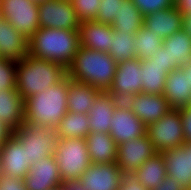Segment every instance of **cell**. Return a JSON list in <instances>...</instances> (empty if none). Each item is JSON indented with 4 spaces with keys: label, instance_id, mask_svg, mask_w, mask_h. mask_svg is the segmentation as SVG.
Wrapping results in <instances>:
<instances>
[{
    "label": "cell",
    "instance_id": "cell-1",
    "mask_svg": "<svg viewBox=\"0 0 191 190\" xmlns=\"http://www.w3.org/2000/svg\"><path fill=\"white\" fill-rule=\"evenodd\" d=\"M116 61L109 53L80 46L67 70V77L79 83H86L103 91H109L115 71Z\"/></svg>",
    "mask_w": 191,
    "mask_h": 190
},
{
    "label": "cell",
    "instance_id": "cell-2",
    "mask_svg": "<svg viewBox=\"0 0 191 190\" xmlns=\"http://www.w3.org/2000/svg\"><path fill=\"white\" fill-rule=\"evenodd\" d=\"M80 47L78 30L39 28L28 40V54L68 68Z\"/></svg>",
    "mask_w": 191,
    "mask_h": 190
},
{
    "label": "cell",
    "instance_id": "cell-3",
    "mask_svg": "<svg viewBox=\"0 0 191 190\" xmlns=\"http://www.w3.org/2000/svg\"><path fill=\"white\" fill-rule=\"evenodd\" d=\"M68 77L24 100V123L56 128L67 114Z\"/></svg>",
    "mask_w": 191,
    "mask_h": 190
},
{
    "label": "cell",
    "instance_id": "cell-4",
    "mask_svg": "<svg viewBox=\"0 0 191 190\" xmlns=\"http://www.w3.org/2000/svg\"><path fill=\"white\" fill-rule=\"evenodd\" d=\"M66 76L67 70L62 65L27 54L16 62L15 88L25 100L61 82Z\"/></svg>",
    "mask_w": 191,
    "mask_h": 190
},
{
    "label": "cell",
    "instance_id": "cell-5",
    "mask_svg": "<svg viewBox=\"0 0 191 190\" xmlns=\"http://www.w3.org/2000/svg\"><path fill=\"white\" fill-rule=\"evenodd\" d=\"M54 156L63 183L79 180L91 164L86 138L59 139Z\"/></svg>",
    "mask_w": 191,
    "mask_h": 190
},
{
    "label": "cell",
    "instance_id": "cell-6",
    "mask_svg": "<svg viewBox=\"0 0 191 190\" xmlns=\"http://www.w3.org/2000/svg\"><path fill=\"white\" fill-rule=\"evenodd\" d=\"M12 134L25 146L27 160L30 164L41 158L52 156L59 143L56 128L49 126H36L23 123L12 131Z\"/></svg>",
    "mask_w": 191,
    "mask_h": 190
},
{
    "label": "cell",
    "instance_id": "cell-7",
    "mask_svg": "<svg viewBox=\"0 0 191 190\" xmlns=\"http://www.w3.org/2000/svg\"><path fill=\"white\" fill-rule=\"evenodd\" d=\"M146 134L155 151L159 153L184 146L186 140L183 134L180 110L171 108L157 122L147 126Z\"/></svg>",
    "mask_w": 191,
    "mask_h": 190
},
{
    "label": "cell",
    "instance_id": "cell-8",
    "mask_svg": "<svg viewBox=\"0 0 191 190\" xmlns=\"http://www.w3.org/2000/svg\"><path fill=\"white\" fill-rule=\"evenodd\" d=\"M39 5L31 0H1V18L9 22L27 40L40 28Z\"/></svg>",
    "mask_w": 191,
    "mask_h": 190
},
{
    "label": "cell",
    "instance_id": "cell-9",
    "mask_svg": "<svg viewBox=\"0 0 191 190\" xmlns=\"http://www.w3.org/2000/svg\"><path fill=\"white\" fill-rule=\"evenodd\" d=\"M38 5L40 28L78 30L80 21L71 1L48 0Z\"/></svg>",
    "mask_w": 191,
    "mask_h": 190
},
{
    "label": "cell",
    "instance_id": "cell-10",
    "mask_svg": "<svg viewBox=\"0 0 191 190\" xmlns=\"http://www.w3.org/2000/svg\"><path fill=\"white\" fill-rule=\"evenodd\" d=\"M119 102L142 92L141 60L133 58L117 64L115 77L108 91Z\"/></svg>",
    "mask_w": 191,
    "mask_h": 190
},
{
    "label": "cell",
    "instance_id": "cell-11",
    "mask_svg": "<svg viewBox=\"0 0 191 190\" xmlns=\"http://www.w3.org/2000/svg\"><path fill=\"white\" fill-rule=\"evenodd\" d=\"M116 165L123 175L133 174L144 162L157 152L147 134L119 144Z\"/></svg>",
    "mask_w": 191,
    "mask_h": 190
},
{
    "label": "cell",
    "instance_id": "cell-12",
    "mask_svg": "<svg viewBox=\"0 0 191 190\" xmlns=\"http://www.w3.org/2000/svg\"><path fill=\"white\" fill-rule=\"evenodd\" d=\"M110 136L116 145L146 134L147 126L131 111L124 102H120L113 111L110 120Z\"/></svg>",
    "mask_w": 191,
    "mask_h": 190
},
{
    "label": "cell",
    "instance_id": "cell-13",
    "mask_svg": "<svg viewBox=\"0 0 191 190\" xmlns=\"http://www.w3.org/2000/svg\"><path fill=\"white\" fill-rule=\"evenodd\" d=\"M124 103L146 126L157 122L171 109L167 99L159 94L140 92L128 98Z\"/></svg>",
    "mask_w": 191,
    "mask_h": 190
},
{
    "label": "cell",
    "instance_id": "cell-14",
    "mask_svg": "<svg viewBox=\"0 0 191 190\" xmlns=\"http://www.w3.org/2000/svg\"><path fill=\"white\" fill-rule=\"evenodd\" d=\"M27 190H51L63 184L54 155L32 163L24 178Z\"/></svg>",
    "mask_w": 191,
    "mask_h": 190
},
{
    "label": "cell",
    "instance_id": "cell-15",
    "mask_svg": "<svg viewBox=\"0 0 191 190\" xmlns=\"http://www.w3.org/2000/svg\"><path fill=\"white\" fill-rule=\"evenodd\" d=\"M122 177L116 162L91 163L79 181L86 190H118Z\"/></svg>",
    "mask_w": 191,
    "mask_h": 190
},
{
    "label": "cell",
    "instance_id": "cell-16",
    "mask_svg": "<svg viewBox=\"0 0 191 190\" xmlns=\"http://www.w3.org/2000/svg\"><path fill=\"white\" fill-rule=\"evenodd\" d=\"M30 165L25 146L12 134L0 148V174L24 180Z\"/></svg>",
    "mask_w": 191,
    "mask_h": 190
},
{
    "label": "cell",
    "instance_id": "cell-17",
    "mask_svg": "<svg viewBox=\"0 0 191 190\" xmlns=\"http://www.w3.org/2000/svg\"><path fill=\"white\" fill-rule=\"evenodd\" d=\"M80 46L108 53L114 38V28L95 20L80 22L78 27Z\"/></svg>",
    "mask_w": 191,
    "mask_h": 190
},
{
    "label": "cell",
    "instance_id": "cell-18",
    "mask_svg": "<svg viewBox=\"0 0 191 190\" xmlns=\"http://www.w3.org/2000/svg\"><path fill=\"white\" fill-rule=\"evenodd\" d=\"M183 14L176 5L166 10L148 13L144 16L143 25L165 40L183 28Z\"/></svg>",
    "mask_w": 191,
    "mask_h": 190
},
{
    "label": "cell",
    "instance_id": "cell-19",
    "mask_svg": "<svg viewBox=\"0 0 191 190\" xmlns=\"http://www.w3.org/2000/svg\"><path fill=\"white\" fill-rule=\"evenodd\" d=\"M28 54V40L9 22L0 19V58L19 62Z\"/></svg>",
    "mask_w": 191,
    "mask_h": 190
},
{
    "label": "cell",
    "instance_id": "cell-20",
    "mask_svg": "<svg viewBox=\"0 0 191 190\" xmlns=\"http://www.w3.org/2000/svg\"><path fill=\"white\" fill-rule=\"evenodd\" d=\"M119 103L108 91L100 92L88 112L90 132L110 133V120Z\"/></svg>",
    "mask_w": 191,
    "mask_h": 190
},
{
    "label": "cell",
    "instance_id": "cell-21",
    "mask_svg": "<svg viewBox=\"0 0 191 190\" xmlns=\"http://www.w3.org/2000/svg\"><path fill=\"white\" fill-rule=\"evenodd\" d=\"M163 96L171 108L179 109L191 104V86L187 79V73L182 68L169 72Z\"/></svg>",
    "mask_w": 191,
    "mask_h": 190
},
{
    "label": "cell",
    "instance_id": "cell-22",
    "mask_svg": "<svg viewBox=\"0 0 191 190\" xmlns=\"http://www.w3.org/2000/svg\"><path fill=\"white\" fill-rule=\"evenodd\" d=\"M167 176L178 179L180 186L185 190H191V163L190 153L185 146L168 149L162 152Z\"/></svg>",
    "mask_w": 191,
    "mask_h": 190
},
{
    "label": "cell",
    "instance_id": "cell-23",
    "mask_svg": "<svg viewBox=\"0 0 191 190\" xmlns=\"http://www.w3.org/2000/svg\"><path fill=\"white\" fill-rule=\"evenodd\" d=\"M0 121L12 131L24 123V100L16 88L0 90Z\"/></svg>",
    "mask_w": 191,
    "mask_h": 190
},
{
    "label": "cell",
    "instance_id": "cell-24",
    "mask_svg": "<svg viewBox=\"0 0 191 190\" xmlns=\"http://www.w3.org/2000/svg\"><path fill=\"white\" fill-rule=\"evenodd\" d=\"M86 141L91 163L116 162L118 147L109 133L90 132Z\"/></svg>",
    "mask_w": 191,
    "mask_h": 190
},
{
    "label": "cell",
    "instance_id": "cell-25",
    "mask_svg": "<svg viewBox=\"0 0 191 190\" xmlns=\"http://www.w3.org/2000/svg\"><path fill=\"white\" fill-rule=\"evenodd\" d=\"M101 91L86 83L68 78V111L88 114Z\"/></svg>",
    "mask_w": 191,
    "mask_h": 190
},
{
    "label": "cell",
    "instance_id": "cell-26",
    "mask_svg": "<svg viewBox=\"0 0 191 190\" xmlns=\"http://www.w3.org/2000/svg\"><path fill=\"white\" fill-rule=\"evenodd\" d=\"M162 45L167 48L173 70L191 63V37L183 28L163 40Z\"/></svg>",
    "mask_w": 191,
    "mask_h": 190
},
{
    "label": "cell",
    "instance_id": "cell-27",
    "mask_svg": "<svg viewBox=\"0 0 191 190\" xmlns=\"http://www.w3.org/2000/svg\"><path fill=\"white\" fill-rule=\"evenodd\" d=\"M134 174L139 182L148 190L155 189L167 176L166 162L163 154L159 152L154 154L137 168Z\"/></svg>",
    "mask_w": 191,
    "mask_h": 190
},
{
    "label": "cell",
    "instance_id": "cell-28",
    "mask_svg": "<svg viewBox=\"0 0 191 190\" xmlns=\"http://www.w3.org/2000/svg\"><path fill=\"white\" fill-rule=\"evenodd\" d=\"M168 74L166 66L155 64L151 59L141 60L142 92L163 95Z\"/></svg>",
    "mask_w": 191,
    "mask_h": 190
},
{
    "label": "cell",
    "instance_id": "cell-29",
    "mask_svg": "<svg viewBox=\"0 0 191 190\" xmlns=\"http://www.w3.org/2000/svg\"><path fill=\"white\" fill-rule=\"evenodd\" d=\"M56 130L59 139L86 138L90 133L88 114L67 111Z\"/></svg>",
    "mask_w": 191,
    "mask_h": 190
},
{
    "label": "cell",
    "instance_id": "cell-30",
    "mask_svg": "<svg viewBox=\"0 0 191 190\" xmlns=\"http://www.w3.org/2000/svg\"><path fill=\"white\" fill-rule=\"evenodd\" d=\"M144 16L131 0H123L118 15L115 16L111 26L114 31H124L135 34L143 26Z\"/></svg>",
    "mask_w": 191,
    "mask_h": 190
},
{
    "label": "cell",
    "instance_id": "cell-31",
    "mask_svg": "<svg viewBox=\"0 0 191 190\" xmlns=\"http://www.w3.org/2000/svg\"><path fill=\"white\" fill-rule=\"evenodd\" d=\"M135 34L128 32L114 31V38H112L111 48L108 53L112 56L116 63L132 60L136 58Z\"/></svg>",
    "mask_w": 191,
    "mask_h": 190
},
{
    "label": "cell",
    "instance_id": "cell-32",
    "mask_svg": "<svg viewBox=\"0 0 191 190\" xmlns=\"http://www.w3.org/2000/svg\"><path fill=\"white\" fill-rule=\"evenodd\" d=\"M163 40L150 31L144 25L135 33L136 58L139 60H148L151 58L152 53L161 47Z\"/></svg>",
    "mask_w": 191,
    "mask_h": 190
},
{
    "label": "cell",
    "instance_id": "cell-33",
    "mask_svg": "<svg viewBox=\"0 0 191 190\" xmlns=\"http://www.w3.org/2000/svg\"><path fill=\"white\" fill-rule=\"evenodd\" d=\"M71 2L80 22L95 20L100 0H72Z\"/></svg>",
    "mask_w": 191,
    "mask_h": 190
},
{
    "label": "cell",
    "instance_id": "cell-34",
    "mask_svg": "<svg viewBox=\"0 0 191 190\" xmlns=\"http://www.w3.org/2000/svg\"><path fill=\"white\" fill-rule=\"evenodd\" d=\"M123 0H100L99 11L95 21L103 24H112L120 11Z\"/></svg>",
    "mask_w": 191,
    "mask_h": 190
},
{
    "label": "cell",
    "instance_id": "cell-35",
    "mask_svg": "<svg viewBox=\"0 0 191 190\" xmlns=\"http://www.w3.org/2000/svg\"><path fill=\"white\" fill-rule=\"evenodd\" d=\"M16 62L0 58V90L15 89Z\"/></svg>",
    "mask_w": 191,
    "mask_h": 190
},
{
    "label": "cell",
    "instance_id": "cell-36",
    "mask_svg": "<svg viewBox=\"0 0 191 190\" xmlns=\"http://www.w3.org/2000/svg\"><path fill=\"white\" fill-rule=\"evenodd\" d=\"M143 16L176 6V0H131Z\"/></svg>",
    "mask_w": 191,
    "mask_h": 190
},
{
    "label": "cell",
    "instance_id": "cell-37",
    "mask_svg": "<svg viewBox=\"0 0 191 190\" xmlns=\"http://www.w3.org/2000/svg\"><path fill=\"white\" fill-rule=\"evenodd\" d=\"M0 190H27L24 180L11 177L8 174H0Z\"/></svg>",
    "mask_w": 191,
    "mask_h": 190
},
{
    "label": "cell",
    "instance_id": "cell-38",
    "mask_svg": "<svg viewBox=\"0 0 191 190\" xmlns=\"http://www.w3.org/2000/svg\"><path fill=\"white\" fill-rule=\"evenodd\" d=\"M118 190H148L141 184L135 174L123 175Z\"/></svg>",
    "mask_w": 191,
    "mask_h": 190
},
{
    "label": "cell",
    "instance_id": "cell-39",
    "mask_svg": "<svg viewBox=\"0 0 191 190\" xmlns=\"http://www.w3.org/2000/svg\"><path fill=\"white\" fill-rule=\"evenodd\" d=\"M186 143H191V104L179 108Z\"/></svg>",
    "mask_w": 191,
    "mask_h": 190
},
{
    "label": "cell",
    "instance_id": "cell-40",
    "mask_svg": "<svg viewBox=\"0 0 191 190\" xmlns=\"http://www.w3.org/2000/svg\"><path fill=\"white\" fill-rule=\"evenodd\" d=\"M152 61L155 62V64H159L161 66H166V70L168 72L172 71L170 64V56L168 55L167 48L163 45L159 48H157V51L155 53H152V56L150 58Z\"/></svg>",
    "mask_w": 191,
    "mask_h": 190
},
{
    "label": "cell",
    "instance_id": "cell-41",
    "mask_svg": "<svg viewBox=\"0 0 191 190\" xmlns=\"http://www.w3.org/2000/svg\"><path fill=\"white\" fill-rule=\"evenodd\" d=\"M152 190H185V189L182 186H180V181L178 179L166 176L163 182Z\"/></svg>",
    "mask_w": 191,
    "mask_h": 190
},
{
    "label": "cell",
    "instance_id": "cell-42",
    "mask_svg": "<svg viewBox=\"0 0 191 190\" xmlns=\"http://www.w3.org/2000/svg\"><path fill=\"white\" fill-rule=\"evenodd\" d=\"M64 190H86L79 180H69L62 184Z\"/></svg>",
    "mask_w": 191,
    "mask_h": 190
},
{
    "label": "cell",
    "instance_id": "cell-43",
    "mask_svg": "<svg viewBox=\"0 0 191 190\" xmlns=\"http://www.w3.org/2000/svg\"><path fill=\"white\" fill-rule=\"evenodd\" d=\"M11 135L12 130L0 121V148Z\"/></svg>",
    "mask_w": 191,
    "mask_h": 190
},
{
    "label": "cell",
    "instance_id": "cell-44",
    "mask_svg": "<svg viewBox=\"0 0 191 190\" xmlns=\"http://www.w3.org/2000/svg\"><path fill=\"white\" fill-rule=\"evenodd\" d=\"M176 5L184 13H191V0H176Z\"/></svg>",
    "mask_w": 191,
    "mask_h": 190
},
{
    "label": "cell",
    "instance_id": "cell-45",
    "mask_svg": "<svg viewBox=\"0 0 191 190\" xmlns=\"http://www.w3.org/2000/svg\"><path fill=\"white\" fill-rule=\"evenodd\" d=\"M183 29L191 37V13L183 14Z\"/></svg>",
    "mask_w": 191,
    "mask_h": 190
},
{
    "label": "cell",
    "instance_id": "cell-46",
    "mask_svg": "<svg viewBox=\"0 0 191 190\" xmlns=\"http://www.w3.org/2000/svg\"><path fill=\"white\" fill-rule=\"evenodd\" d=\"M185 73H187V79L189 81V85L191 86V63L182 67Z\"/></svg>",
    "mask_w": 191,
    "mask_h": 190
},
{
    "label": "cell",
    "instance_id": "cell-47",
    "mask_svg": "<svg viewBox=\"0 0 191 190\" xmlns=\"http://www.w3.org/2000/svg\"><path fill=\"white\" fill-rule=\"evenodd\" d=\"M184 146L186 147V150L190 153V163H191V143H186Z\"/></svg>",
    "mask_w": 191,
    "mask_h": 190
},
{
    "label": "cell",
    "instance_id": "cell-48",
    "mask_svg": "<svg viewBox=\"0 0 191 190\" xmlns=\"http://www.w3.org/2000/svg\"><path fill=\"white\" fill-rule=\"evenodd\" d=\"M31 1H33V2H35V3H37V4H39V3L46 2V1H48V0H31Z\"/></svg>",
    "mask_w": 191,
    "mask_h": 190
},
{
    "label": "cell",
    "instance_id": "cell-49",
    "mask_svg": "<svg viewBox=\"0 0 191 190\" xmlns=\"http://www.w3.org/2000/svg\"><path fill=\"white\" fill-rule=\"evenodd\" d=\"M51 190H64V189H63V187H62V185H61V186H58V187H56V188H54V189H51Z\"/></svg>",
    "mask_w": 191,
    "mask_h": 190
}]
</instances>
